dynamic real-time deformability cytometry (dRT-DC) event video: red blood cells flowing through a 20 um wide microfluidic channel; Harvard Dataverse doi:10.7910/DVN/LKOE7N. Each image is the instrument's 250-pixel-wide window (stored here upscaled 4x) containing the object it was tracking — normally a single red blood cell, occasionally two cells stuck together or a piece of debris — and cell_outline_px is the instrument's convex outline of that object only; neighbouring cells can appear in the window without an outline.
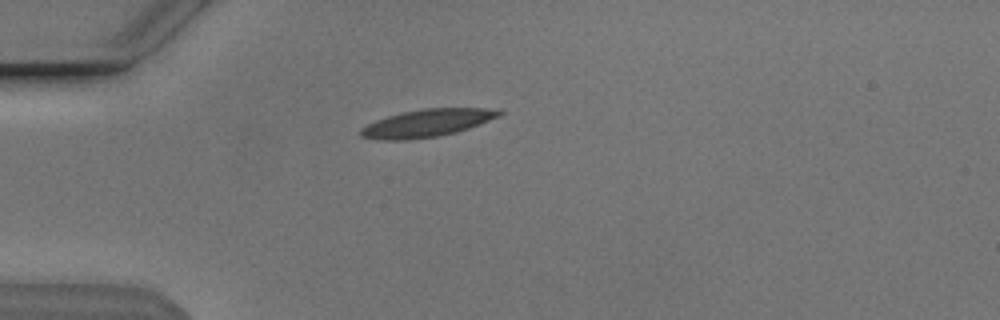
{"species": "Egyptian fruit bat (a non-hibernating species)", "species_latin": "Rousettus aegyptiacus", "temperature_condition": "cold", "stored_images_in_passage": 32, "camera_frame_rate_fps": 3000, "um_per_image_px": 0.085, "animal": {"sex": "male"}, "frame": {"image": 1, "passage_image": 1, "time_ms": 0.0, "image_size_px": [1000, 320], "cell_outline_px": [[504, 112], [500, 116], [468, 128], [456, 132], [436, 136], [408, 140], [380, 140], [360, 136], [360, 128], [376, 120], [388, 116], [404, 112], [424, 108], [484, 108]], "centroid_in_image_um": [36.26, 10.46], "position_along_channel_um": 48.7, "area_um2": 21.96}}
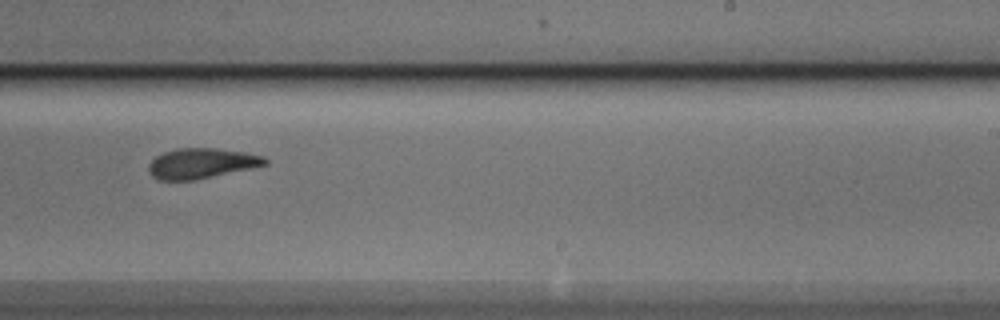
{"frame": {"image": 2, "passage_image": 20, "time_ms": 6.333, "image_size_px": [1000, 320], "cell_outline_px": [[268, 164], [192, 180], [156, 180], [152, 176], [148, 168], [148, 164], [156, 156], [164, 152], [176, 148], [216, 148], [244, 152], [264, 156], [268, 160]], "centroid_in_image_um": [17.09, 13.87], "position_along_channel_um": 271.9, "area_um2": 20.29}}
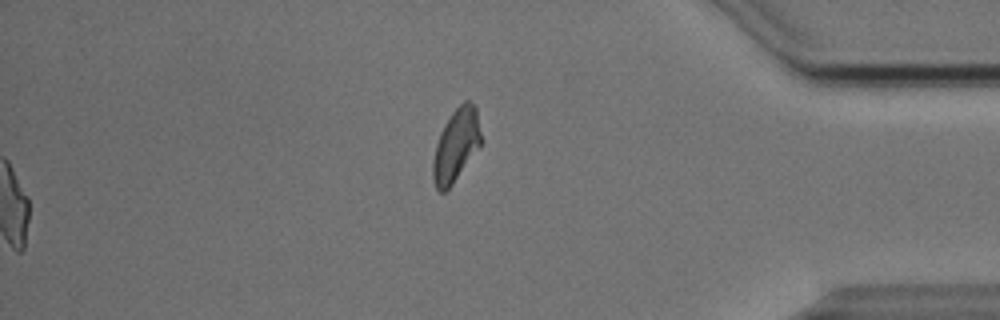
{"frame": {"image": 3, "passage_image": 32, "time_ms": 10.333, "image_size_px": [1000, 320], "cell_outline_px": [[480, 144], [452, 184], [444, 192], [440, 192], [436, 188], [432, 176], [432, 160], [436, 144], [440, 132], [444, 124], [452, 112], [464, 100], [468, 100], [476, 104], [480, 132]], "centroid_in_image_um": [38.73, 12.31], "position_along_channel_um": 396.5, "area_um2": 20.06}, "authors_computed_cell_mechanics": {"area_um2": 21.2704, "velocity_mm_per_s": 3.8134, "shape_relaxation_time_tau1_ms": 8.1484, "shape_relaxation_time_tau2_ms": 2.5174, "deformation_change_tau1": 0.2059, "deformation_change_tau2": 0.1034}}